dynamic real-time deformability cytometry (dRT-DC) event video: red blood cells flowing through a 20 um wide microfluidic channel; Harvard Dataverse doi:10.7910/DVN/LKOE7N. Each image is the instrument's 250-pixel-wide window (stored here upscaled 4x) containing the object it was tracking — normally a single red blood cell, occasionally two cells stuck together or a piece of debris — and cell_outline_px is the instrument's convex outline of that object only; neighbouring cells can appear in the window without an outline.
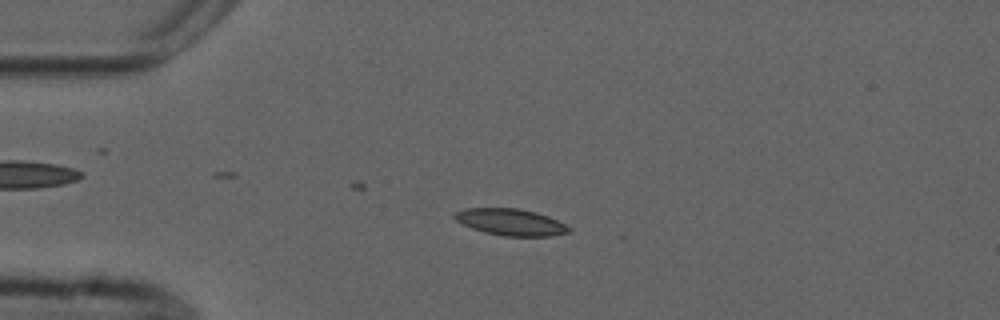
{"species": "common noctule bat (a hibernating species)", "species_latin": "Nyctalus noctula", "temperature_condition": "cold", "stored_images_in_passage": 19, "camera_frame_rate_fps": 3000, "um_per_image_px": 0.085, "animal": {"sex": "male", "forearm_length_mm": 52.5}, "frame": {"image": 1, "passage_image": 13, "time_ms": 4.0, "image_size_px": [1000, 320], "cell_outline_px": [[572, 232], [552, 236], [504, 236], [484, 232], [472, 228], [456, 220], [452, 216], [456, 212], [464, 208], [520, 208], [536, 212], [548, 216], [572, 228]], "centroid_in_image_um": [43.43, 18.88], "position_along_channel_um": 41.6, "area_um2": 17.8}}
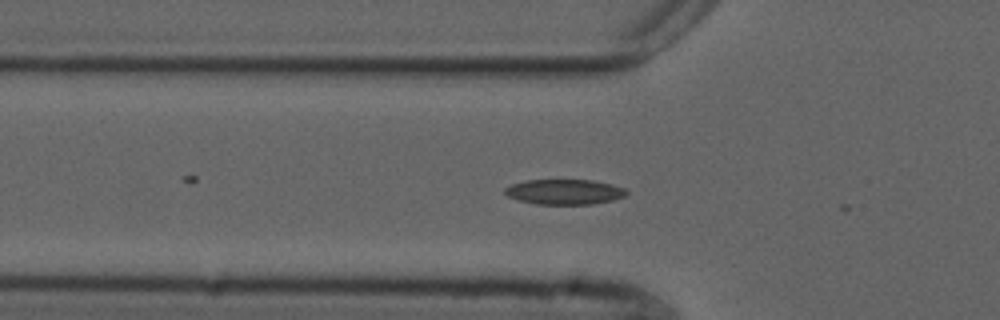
{"frame": {"image": 2, "passage_image": 18, "time_ms": 5.667, "image_size_px": [1000, 320], "cell_outline_px": [[628, 192], [624, 196], [612, 200], [592, 204], [536, 204], [520, 200], [508, 196], [504, 192], [504, 188], [512, 184], [524, 180], [592, 180], [612, 184], [624, 188]], "centroid_in_image_um": [47.97, 16.3], "position_along_channel_um": 77.8, "area_um2": 17.74}}